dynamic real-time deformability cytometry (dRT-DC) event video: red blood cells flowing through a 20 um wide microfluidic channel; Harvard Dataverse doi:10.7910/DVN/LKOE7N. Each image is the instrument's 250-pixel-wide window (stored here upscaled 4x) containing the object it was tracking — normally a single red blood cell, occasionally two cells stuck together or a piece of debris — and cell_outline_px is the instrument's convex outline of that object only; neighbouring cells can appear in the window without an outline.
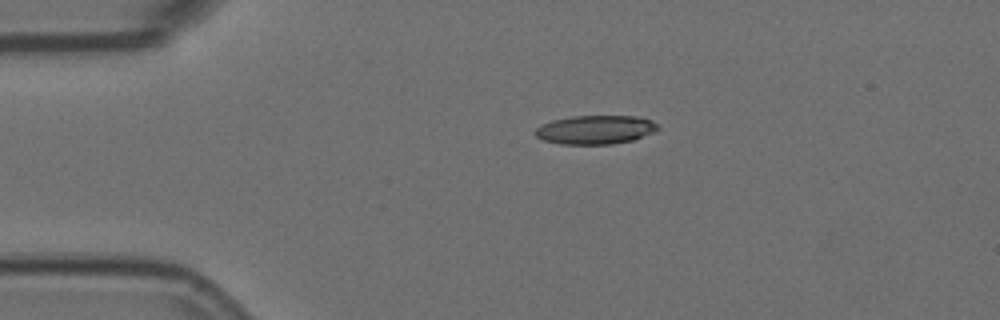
{"species": "Egyptian fruit bat (a non-hibernating species)", "species_latin": "Rousettus aegyptiacus", "temperature_condition": "room temperature", "stored_images_in_passage": 45, "camera_frame_rate_fps": 3000, "um_per_image_px": 0.085, "animal": {"sex": "female"}, "frame": {"image": 1, "passage_image": 1, "time_ms": 0.0, "image_size_px": [1000, 320], "cell_outline_px": [[660, 128], [656, 132], [632, 140], [612, 144], [560, 144], [544, 140], [536, 136], [532, 132], [540, 124], [552, 120], [572, 116], [636, 116], [652, 120], [660, 124]], "centroid_in_image_um": [50.63, 11.02], "position_along_channel_um": 34.4, "area_um2": 20.87}}
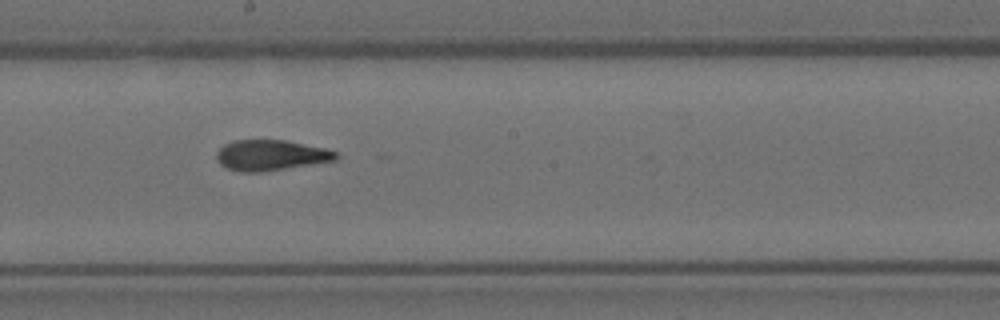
{"frame": {"image": 2, "passage_image": 20, "time_ms": 6.333, "image_size_px": [1000, 320], "cell_outline_px": [[340, 156], [336, 160], [264, 172], [240, 172], [228, 168], [220, 164], [216, 160], [216, 152], [224, 144], [236, 140], [284, 140], [324, 148], [336, 152]], "centroid_in_image_um": [23.0, 13.2], "position_along_channel_um": 225.2, "area_um2": 21.27}}
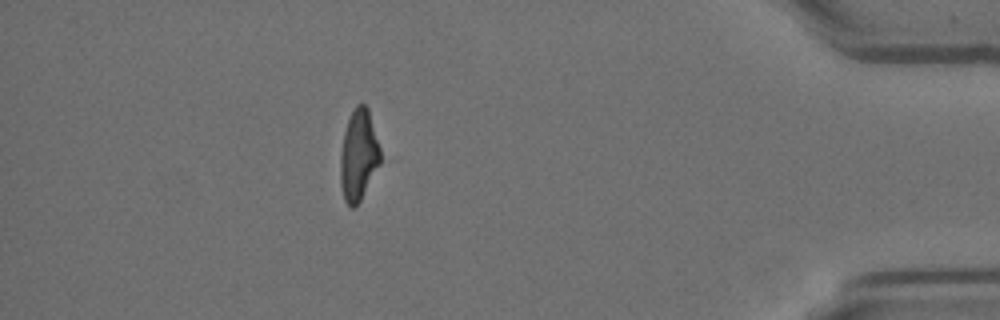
{"frame": {"image": 3, "passage_image": 39, "time_ms": 12.667, "image_size_px": [1000, 320], "cell_outline_px": [[380, 164], [360, 200], [352, 208], [344, 200], [340, 184], [340, 152], [344, 132], [348, 120], [356, 104], [364, 104], [368, 108], [380, 148]], "centroid_in_image_um": [30.46, 13.19], "position_along_channel_um": 404.7, "area_um2": 21.04}, "authors_computed_cell_mechanics": {"area_um2": 21.7328, "velocity_mm_per_s": 3.6101, "shape_relaxation_time_tau1_ms": null, "shape_relaxation_time_tau2_ms": 2.1395, "deformation_change_tau1": null, "deformation_change_tau2": 0.1}}